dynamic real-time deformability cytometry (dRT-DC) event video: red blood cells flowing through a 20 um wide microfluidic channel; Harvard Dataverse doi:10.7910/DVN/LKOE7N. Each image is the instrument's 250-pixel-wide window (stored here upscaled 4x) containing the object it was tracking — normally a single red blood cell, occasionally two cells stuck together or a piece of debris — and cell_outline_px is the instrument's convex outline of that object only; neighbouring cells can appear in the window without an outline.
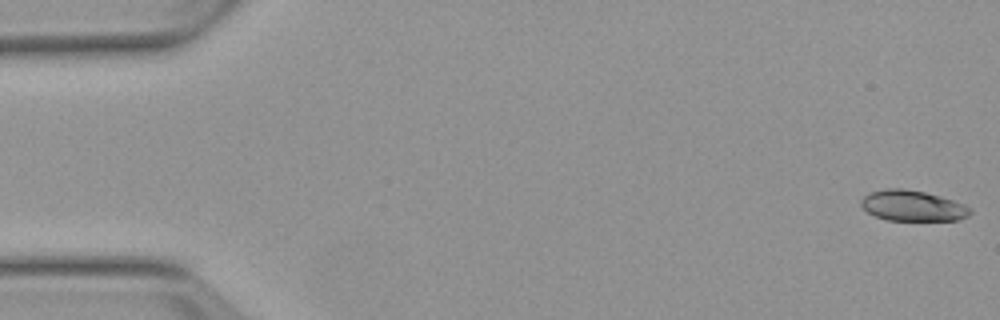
{"species": "Egyptian fruit bat (a non-hibernating species)", "species_latin": "Rousettus aegyptiacus", "temperature_condition": "warm", "stored_images_in_passage": 5, "camera_frame_rate_fps": 3000, "um_per_image_px": 0.085, "animal": {"sex": "female"}, "frame": {"image": 1, "passage_image": 1, "time_ms": 0.0, "image_size_px": [1000, 320], "cell_outline_px": [[972, 212], [968, 216], [960, 220], [888, 220], [876, 216], [868, 212], [860, 204], [860, 200], [868, 192], [888, 188], [900, 188], [924, 192], [940, 196], [964, 204], [972, 208]], "centroid_in_image_um": [77.58, 17.49], "position_along_channel_um": 7.4, "area_um2": 19.48}}
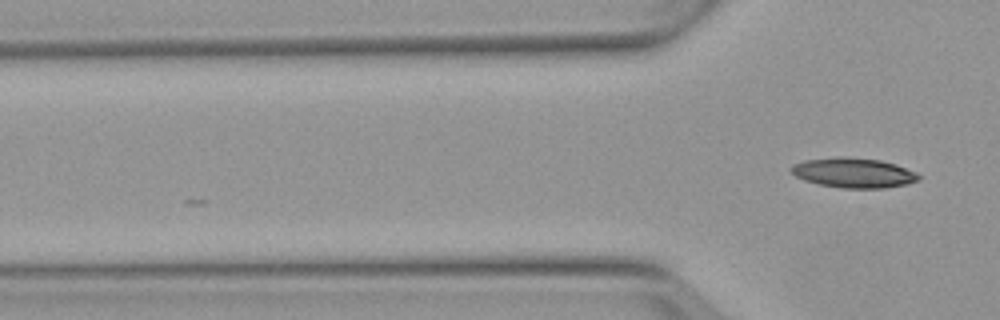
{"frame": {"image": 2, "passage_image": 5, "time_ms": 4.667, "image_size_px": [1000, 320], "cell_outline_px": [[920, 180], [908, 184], [884, 188], [840, 188], [820, 184], [804, 180], [796, 176], [788, 168], [804, 160], [880, 160], [896, 164], [916, 172], [920, 176]], "centroid_in_image_um": [72.63, 14.75], "position_along_channel_um": 53.2, "area_um2": 21.1}}